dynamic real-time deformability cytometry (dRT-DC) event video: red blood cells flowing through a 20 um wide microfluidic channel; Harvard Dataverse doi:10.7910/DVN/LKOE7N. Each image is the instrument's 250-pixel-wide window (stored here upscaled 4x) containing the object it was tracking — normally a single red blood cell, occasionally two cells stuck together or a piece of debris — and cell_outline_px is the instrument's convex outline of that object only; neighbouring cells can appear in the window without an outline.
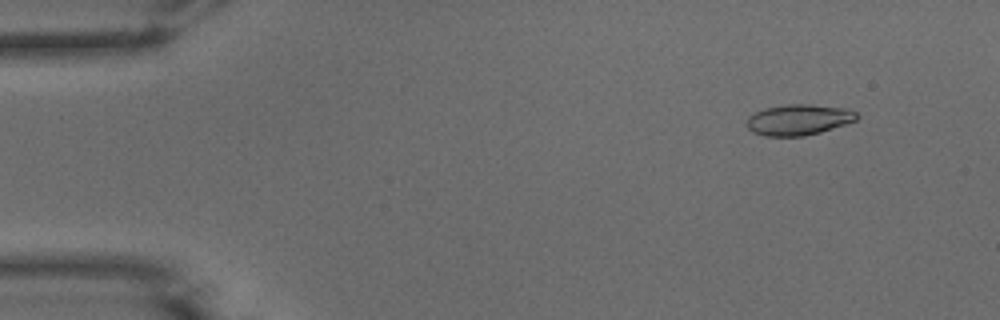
{"species": "common noctule bat (a hibernating species)", "species_latin": "Nyctalus noctula", "temperature_condition": "warm", "stored_images_in_passage": 52, "camera_frame_rate_fps": 3000, "um_per_image_px": 0.085, "animal": {"sex": "male", "body_mass_g": 15.6}, "frame": {"image": 1, "passage_image": 5, "time_ms": 1.333, "image_size_px": [1000, 320], "cell_outline_px": [[860, 116], [856, 120], [820, 132], [804, 136], [764, 136], [752, 132], [748, 128], [748, 116], [764, 108], [788, 104], [812, 104], [844, 108], [856, 112]], "centroid_in_image_um": [67.88, 10.17], "position_along_channel_um": 17.1, "area_um2": 19.65}}
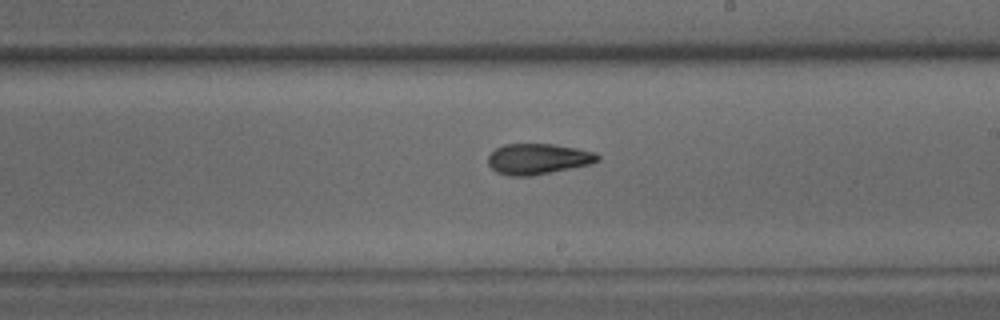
{"frame": {"image": 2, "passage_image": 30, "time_ms": 9.667, "image_size_px": [1000, 320], "cell_outline_px": [[600, 160], [592, 164], [532, 176], [508, 176], [496, 172], [488, 164], [488, 156], [496, 148], [504, 144], [552, 144], [576, 148], [596, 152], [600, 156]], "centroid_in_image_um": [45.75, 13.51], "position_along_channel_um": 243.3, "area_um2": 19.77}}
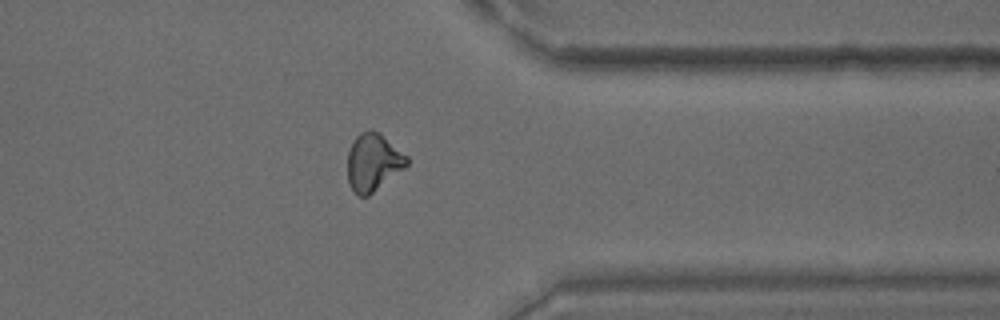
{"frame": {"image": 3, "passage_image": 41, "time_ms": 13.333, "image_size_px": [1000, 320], "cell_outline_px": [[408, 164], [404, 168], [368, 196], [360, 196], [352, 188], [348, 180], [348, 152], [356, 136], [360, 132], [368, 128], [372, 128], [380, 132], [408, 156]], "centroid_in_image_um": [31.73, 13.74], "position_along_channel_um": 379.7, "area_um2": 19.83}, "authors_computed_cell_mechanics": {"area_um2": 19.652, "velocity_mm_per_s": 3.9188, "shape_relaxation_time_tau1_ms": 6.5983, "shape_relaxation_time_tau2_ms": 1.8678, "deformation_change_tau1": 0.1996, "deformation_change_tau2": 0.0887}}